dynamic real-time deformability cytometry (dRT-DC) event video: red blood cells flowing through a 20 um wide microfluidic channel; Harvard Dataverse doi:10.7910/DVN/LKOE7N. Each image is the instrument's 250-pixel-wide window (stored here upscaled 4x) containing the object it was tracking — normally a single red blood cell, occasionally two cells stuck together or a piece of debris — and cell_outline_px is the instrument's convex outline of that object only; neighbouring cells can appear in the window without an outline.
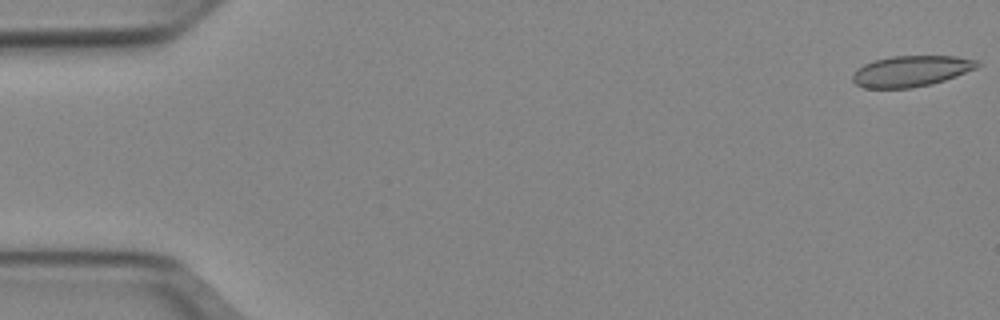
{"species": "Egyptian fruit bat (a non-hibernating species)", "species_latin": "Rousettus aegyptiacus", "temperature_condition": "cold", "stored_images_in_passage": 51, "camera_frame_rate_fps": 3000, "um_per_image_px": 0.085, "animal": {"sex": "female"}, "frame": {"image": 1, "passage_image": 1, "time_ms": 0.0, "image_size_px": [1000, 320], "cell_outline_px": [[980, 64], [976, 68], [956, 76], [932, 84], [912, 88], [864, 88], [856, 84], [852, 80], [852, 76], [856, 68], [864, 64], [876, 60], [892, 56], [956, 56], [976, 60]], "centroid_in_image_um": [77.42, 6.05], "position_along_channel_um": 7.6, "area_um2": 22.43}}
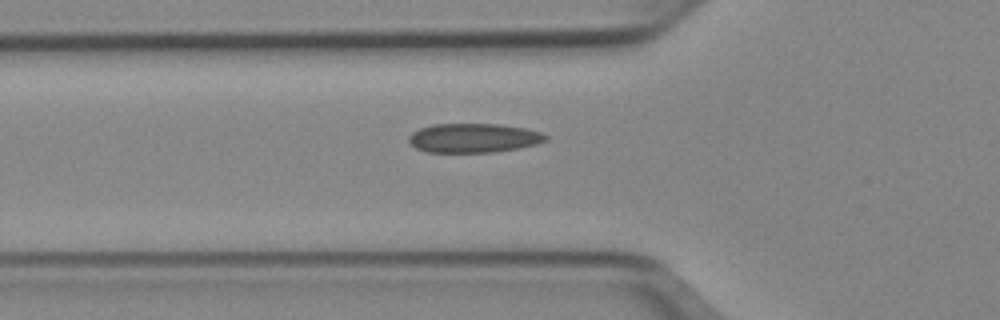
{"frame": {"image": 2, "passage_image": 18, "time_ms": 5.667, "image_size_px": [1000, 320], "cell_outline_px": [[548, 140], [536, 144], [520, 148], [496, 152], [428, 152], [416, 148], [408, 140], [408, 136], [412, 132], [420, 128], [432, 124], [500, 124], [524, 128], [540, 132], [548, 136]], "centroid_in_image_um": [40.26, 11.73], "position_along_channel_um": 85.5, "area_um2": 23.35}}
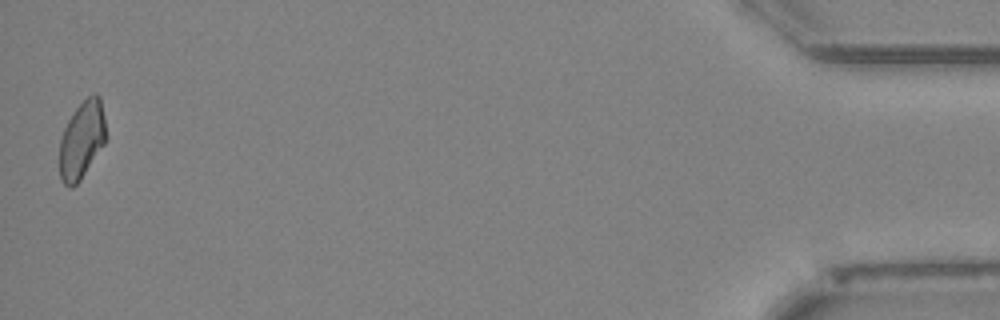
{"frame": {"image": 3, "passage_image": 51, "time_ms": 16.667, "image_size_px": [1000, 320], "cell_outline_px": [[104, 144], [80, 180], [72, 188], [68, 188], [60, 180], [60, 140], [64, 128], [68, 120], [76, 108], [92, 92], [96, 92], [100, 96], [104, 116]], "centroid_in_image_um": [6.94, 11.89], "position_along_channel_um": 428.3, "area_um2": 20.75}, "authors_computed_cell_mechanics": {"area_um2": 22.5998, "velocity_mm_per_s": 3.9416, "shape_relaxation_time_tau1_ms": null, "shape_relaxation_time_tau2_ms": 3.817, "deformation_change_tau1": null, "deformation_change_tau2": 0.0993}}